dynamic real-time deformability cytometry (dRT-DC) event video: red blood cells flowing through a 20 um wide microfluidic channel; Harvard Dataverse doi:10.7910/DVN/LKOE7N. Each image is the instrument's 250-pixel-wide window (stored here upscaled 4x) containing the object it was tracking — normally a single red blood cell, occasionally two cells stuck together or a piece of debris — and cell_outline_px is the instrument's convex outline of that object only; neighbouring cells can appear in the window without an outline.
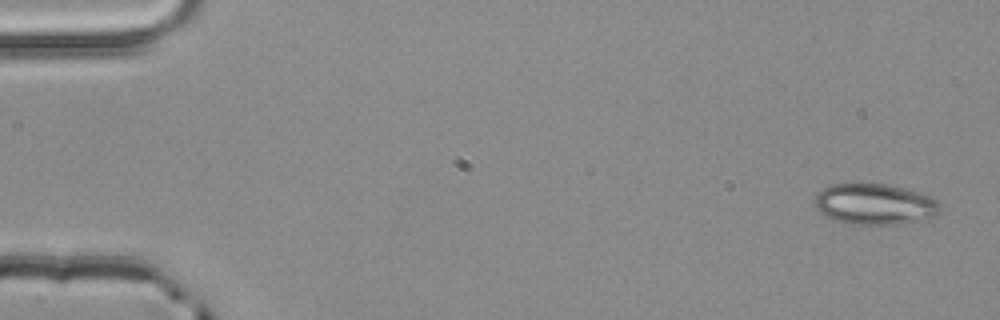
{"species": "common noctule bat (a hibernating species)", "species_latin": "Nyctalus noctula", "temperature_condition": "room temperature", "stored_images_in_passage": 4, "camera_frame_rate_fps": 3000, "um_per_image_px": 0.085, "animal": {"sex": "male", "body_mass_g": 20.4}, "frame": {"image": 1, "passage_image": 1, "time_ms": 0.0, "image_size_px": [1000, 320], "cell_outline_px": [[940, 212], [936, 216], [924, 220], [900, 224], [848, 224], [832, 220], [824, 216], [816, 208], [816, 196], [828, 184], [888, 184], [904, 188], [928, 196], [936, 200], [940, 204]], "centroid_in_image_um": [74.36, 17.37], "position_along_channel_um": 10.6, "area_um2": 29.94}}